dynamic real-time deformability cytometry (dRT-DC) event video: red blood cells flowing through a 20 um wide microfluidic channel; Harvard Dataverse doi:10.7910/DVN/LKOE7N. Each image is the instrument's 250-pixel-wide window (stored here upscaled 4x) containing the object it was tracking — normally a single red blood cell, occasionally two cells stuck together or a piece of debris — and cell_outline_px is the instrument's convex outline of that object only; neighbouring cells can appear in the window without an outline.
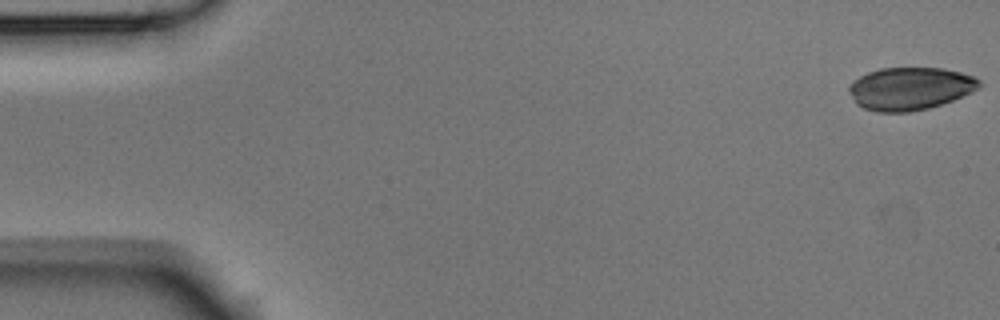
{"species": "Egyptian fruit bat (a non-hibernating species)", "species_latin": "Rousettus aegyptiacus", "temperature_condition": "room temperature", "stored_images_in_passage": 4, "camera_frame_rate_fps": 3000, "um_per_image_px": 0.085, "animal": {"sex": "male"}, "frame": {"image": 1, "passage_image": 1, "time_ms": 0.0, "image_size_px": [1000, 320], "cell_outline_px": [[984, 84], [980, 88], [972, 92], [952, 100], [928, 108], [908, 112], [876, 112], [864, 108], [856, 104], [848, 92], [848, 88], [852, 80], [868, 72], [880, 68], [944, 68], [960, 72], [972, 76], [980, 80]], "centroid_in_image_um": [77.35, 7.52], "position_along_channel_um": 7.7, "area_um2": 32.6}}
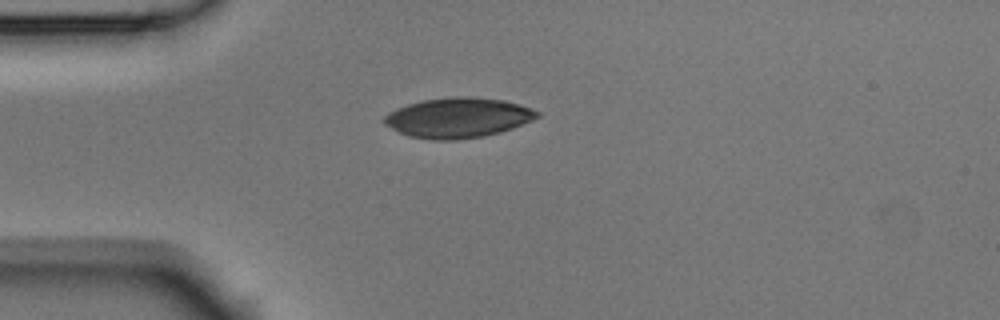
{"frame": {"image": 2, "passage_image": 4, "time_ms": 1.0, "image_size_px": [1000, 320], "cell_outline_px": [[540, 116], [532, 120], [512, 128], [500, 132], [484, 136], [456, 140], [436, 140], [408, 136], [384, 124], [384, 116], [388, 112], [396, 108], [408, 104], [424, 100], [456, 96], [476, 96], [504, 100], [520, 104], [532, 108], [540, 112]], "centroid_in_image_um": [38.95, 10.0], "position_along_channel_um": 46.0, "area_um2": 35.78}}